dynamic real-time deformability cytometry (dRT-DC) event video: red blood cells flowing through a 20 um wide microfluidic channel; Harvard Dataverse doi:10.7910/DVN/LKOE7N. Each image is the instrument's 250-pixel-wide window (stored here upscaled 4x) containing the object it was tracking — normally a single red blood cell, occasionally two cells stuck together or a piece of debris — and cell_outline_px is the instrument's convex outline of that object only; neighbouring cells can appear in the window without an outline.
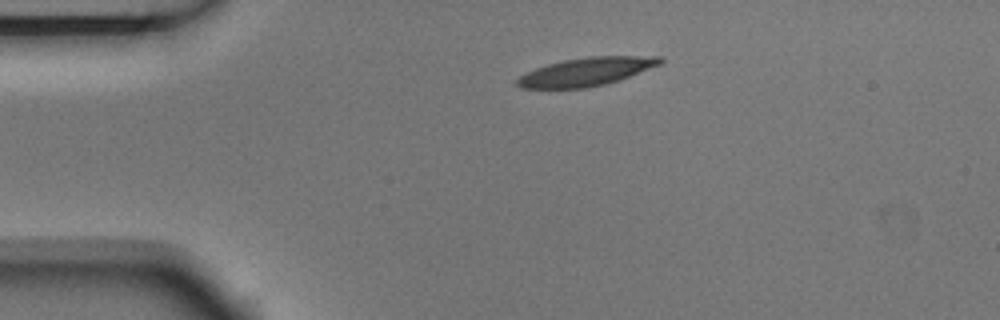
{"species": "Egyptian fruit bat (a non-hibernating species)", "species_latin": "Rousettus aegyptiacus", "temperature_condition": "room temperature", "stored_images_in_passage": 3, "camera_frame_rate_fps": 3000, "um_per_image_px": 0.085, "animal": {"sex": "male"}, "frame": {"image": 1, "passage_image": 3, "time_ms": 0.667, "image_size_px": [1000, 320], "cell_outline_px": [[664, 60], [660, 64], [628, 76], [604, 84], [588, 88], [520, 88], [516, 84], [516, 80], [520, 76], [536, 68], [548, 64], [564, 60], [588, 56], [660, 56]], "centroid_in_image_um": [49.81, 6.09], "position_along_channel_um": 35.2, "area_um2": 23.18}}